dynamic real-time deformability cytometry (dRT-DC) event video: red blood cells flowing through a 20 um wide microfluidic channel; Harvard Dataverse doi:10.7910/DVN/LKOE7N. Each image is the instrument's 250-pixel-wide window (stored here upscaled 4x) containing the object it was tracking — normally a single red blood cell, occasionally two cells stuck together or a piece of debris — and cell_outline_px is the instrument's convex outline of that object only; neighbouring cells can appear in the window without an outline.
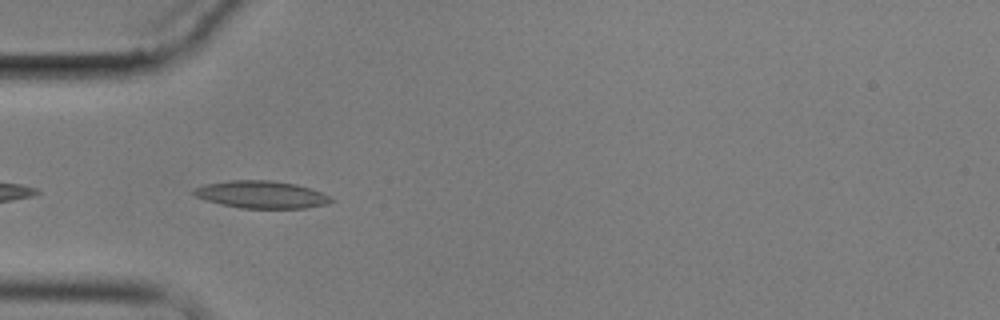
{"species": "common noctule bat (a hibernating species)", "species_latin": "Nyctalus noctula", "temperature_condition": "cold", "stored_images_in_passage": 8, "camera_frame_rate_fps": 3000, "um_per_image_px": 0.085, "animal": {"sex": "male", "body_mass_g": 17.9}, "frame": {"image": 1, "passage_image": 5, "time_ms": 4.667, "image_size_px": [1000, 320], "cell_outline_px": [[336, 200], [328, 204], [304, 208], [240, 208], [208, 200], [196, 196], [192, 192], [192, 188], [204, 184], [228, 180], [272, 180], [296, 184], [332, 196]], "centroid_in_image_um": [22.25, 16.53], "position_along_channel_um": 62.8, "area_um2": 21.91}}
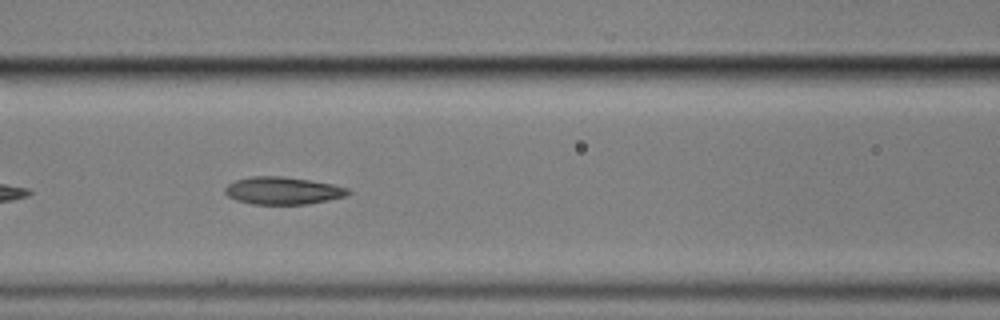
{"frame": {"image": 2, "passage_image": 7, "time_ms": 7.0, "image_size_px": [1000, 320], "cell_outline_px": [[352, 192], [344, 196], [328, 200], [308, 204], [252, 204], [236, 200], [228, 196], [224, 192], [224, 188], [228, 184], [236, 180], [252, 176], [280, 176], [308, 180], [332, 184], [348, 188]], "centroid_in_image_um": [24.02, 16.21], "position_along_channel_um": 142.6, "area_um2": 19.59}}
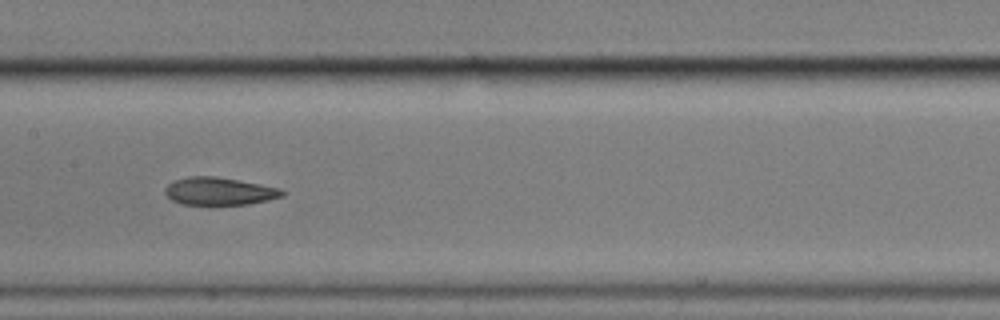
{"frame": {"image": 3, "passage_image": 8, "time_ms": 8.333, "image_size_px": [1000, 320], "cell_outline_px": [[284, 196], [268, 200], [248, 204], [208, 208], [180, 204], [172, 200], [164, 192], [164, 188], [168, 184], [176, 180], [188, 176], [216, 176], [280, 188], [284, 192]], "centroid_in_image_um": [18.59, 16.31], "position_along_channel_um": 188.8, "area_um2": 19.71}}